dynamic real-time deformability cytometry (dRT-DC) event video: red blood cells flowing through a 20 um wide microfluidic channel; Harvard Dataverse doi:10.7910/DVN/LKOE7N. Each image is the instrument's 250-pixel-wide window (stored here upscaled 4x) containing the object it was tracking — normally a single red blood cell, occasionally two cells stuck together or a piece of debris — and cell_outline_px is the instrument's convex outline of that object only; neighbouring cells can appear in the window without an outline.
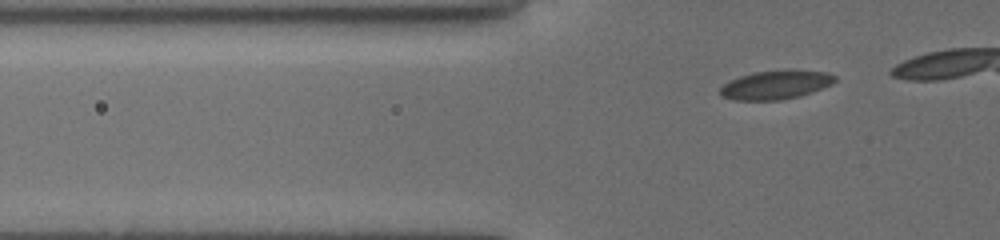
{"species": "common noctule bat (a hibernating species)", "species_latin": "Nyctalus noctula", "temperature_condition": "cold", "stored_images_in_passage": 15, "camera_frame_rate_fps": 3000, "um_per_image_px": 0.085, "animal": {"sex": "female", "body_mass_g": 19.5, "forearm_length_mm": 54.1}, "frame": {"image": 1, "passage_image": 7, "time_ms": 2.0, "image_size_px": [1000, 240], "cell_outline_px": [[836, 80], [832, 84], [812, 92], [800, 96], [780, 100], [736, 100], [720, 96], [720, 88], [724, 84], [740, 76], [752, 72], [788, 68], [828, 72], [836, 76]], "centroid_in_image_um": [65.97, 7.18], "position_along_channel_um": 59.8, "area_um2": 19.65}}
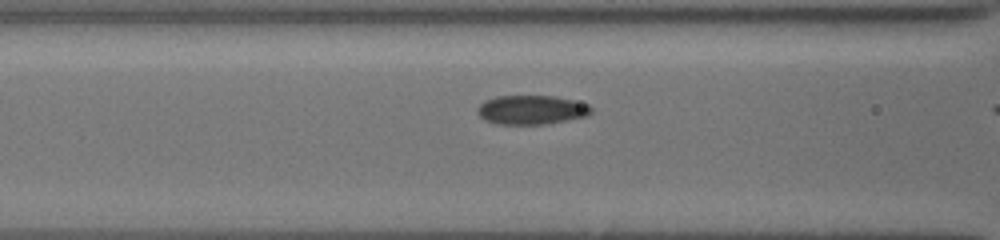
{"frame": {"image": 2, "passage_image": 13, "time_ms": 4.0, "image_size_px": [1000, 240], "cell_outline_px": [[592, 112], [588, 116], [568, 120], [544, 124], [496, 124], [484, 120], [476, 112], [476, 108], [484, 100], [496, 96], [552, 96], [572, 100], [588, 104], [592, 108]], "centroid_in_image_um": [45.15, 9.34], "position_along_channel_um": 121.5, "area_um2": 19.42}}